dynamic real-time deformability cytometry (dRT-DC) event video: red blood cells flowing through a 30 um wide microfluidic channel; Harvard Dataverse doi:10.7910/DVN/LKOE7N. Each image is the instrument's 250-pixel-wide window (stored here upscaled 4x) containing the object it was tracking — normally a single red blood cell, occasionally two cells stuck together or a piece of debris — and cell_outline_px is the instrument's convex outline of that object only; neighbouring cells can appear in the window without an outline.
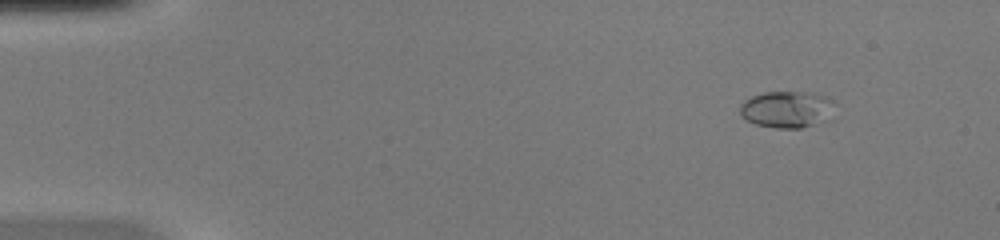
{"species": "common noctule bat (a hibernating species)", "species_latin": "Nyctalus noctula", "temperature_condition": "warm", "stored_images_in_passage": 46, "camera_frame_rate_fps": 3000, "um_per_image_px": 0.085, "animal": {"sex": "female", "body_mass_g": 20.0, "forearm_length_mm": 54.0}, "frame": {"image": 1, "passage_image": 1, "time_ms": 0.0, "image_size_px": [1000, 240], "cell_outline_px": [[832, 120], [800, 128], [776, 128], [756, 124], [748, 120], [740, 112], [740, 104], [744, 100], [752, 96], [764, 92], [812, 92], [828, 96], [832, 100]], "centroid_in_image_um": [66.94, 9.29], "position_along_channel_um": 18.1, "area_um2": 20.46}}
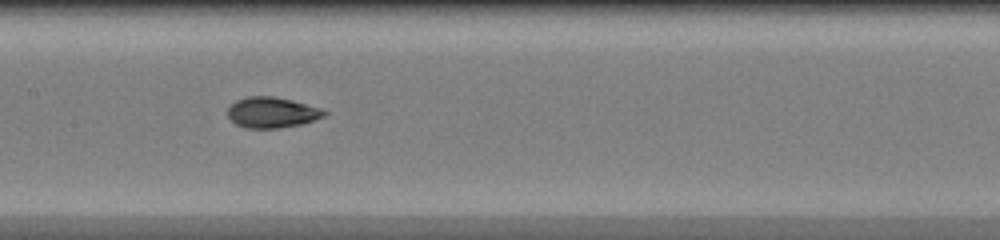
{"frame": {"image": 2, "passage_image": 21, "time_ms": 6.667, "image_size_px": [1000, 240], "cell_outline_px": [[328, 112], [324, 116], [300, 124], [280, 128], [244, 128], [236, 124], [228, 116], [228, 108], [236, 100], [248, 96], [272, 96], [292, 100], [320, 108]], "centroid_in_image_um": [23.09, 9.56], "position_along_channel_um": 184.3, "area_um2": 17.11}}
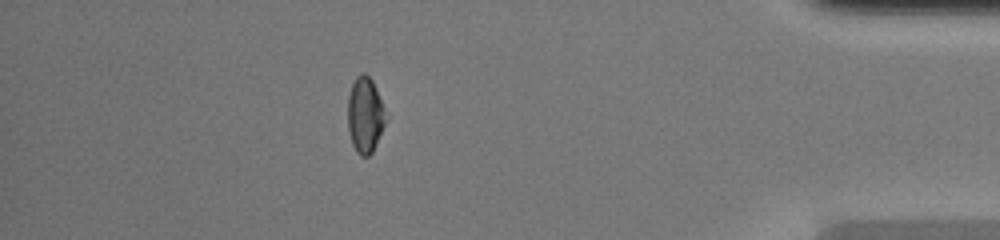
{"frame": {"image": 3, "passage_image": 40, "time_ms": 13.0, "image_size_px": [1000, 240], "cell_outline_px": [[388, 116], [376, 144], [372, 152], [368, 156], [360, 156], [356, 152], [352, 144], [348, 128], [348, 96], [352, 84], [356, 76], [360, 72], [364, 72], [372, 80], [376, 88]], "centroid_in_image_um": [31.03, 9.76], "position_along_channel_um": 404.2, "area_um2": 16.88}, "authors_computed_cell_mechanics": {"area_um2": 16.9354, "velocity_mm_per_s": 4.1328, "shape_relaxation_time_tau1_ms": 4.6281, "shape_relaxation_time_tau2_ms": 1.1912, "deformation_change_tau1": 0.1823, "deformation_change_tau2": 0.0415}}